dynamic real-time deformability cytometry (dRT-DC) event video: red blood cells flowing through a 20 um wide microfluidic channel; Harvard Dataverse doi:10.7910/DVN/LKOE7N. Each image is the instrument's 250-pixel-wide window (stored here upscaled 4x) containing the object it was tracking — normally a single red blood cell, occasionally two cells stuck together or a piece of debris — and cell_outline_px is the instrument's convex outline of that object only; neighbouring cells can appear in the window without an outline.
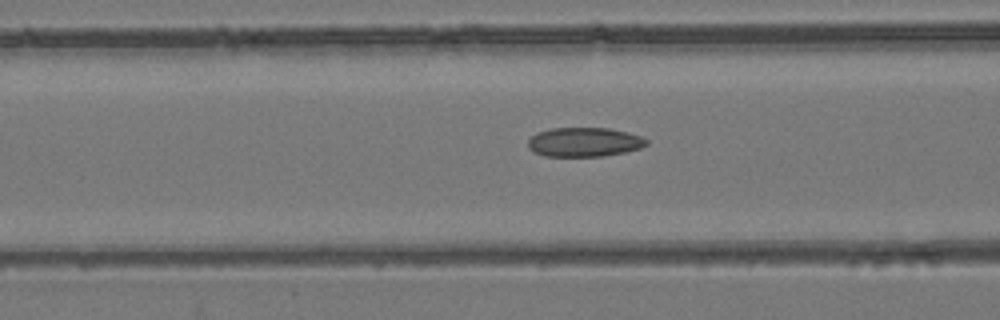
{"species": "common noctule bat (a hibernating species)", "species_latin": "Nyctalus noctula", "temperature_condition": "room temperature", "stored_images_in_passage": 47, "camera_frame_rate_fps": 3000, "um_per_image_px": 0.085, "animal": {"sex": "female", "body_mass_g": 24.6, "forearm_length_mm": 56.2}, "frame": {"image": 1, "passage_image": 22, "time_ms": 7.0, "image_size_px": [1000, 320], "cell_outline_px": [[648, 144], [640, 148], [624, 152], [604, 156], [544, 156], [528, 148], [528, 140], [536, 132], [552, 128], [608, 128], [628, 132], [640, 136], [648, 140]], "centroid_in_image_um": [49.66, 12.07], "position_along_channel_um": 116.9, "area_um2": 20.17}}
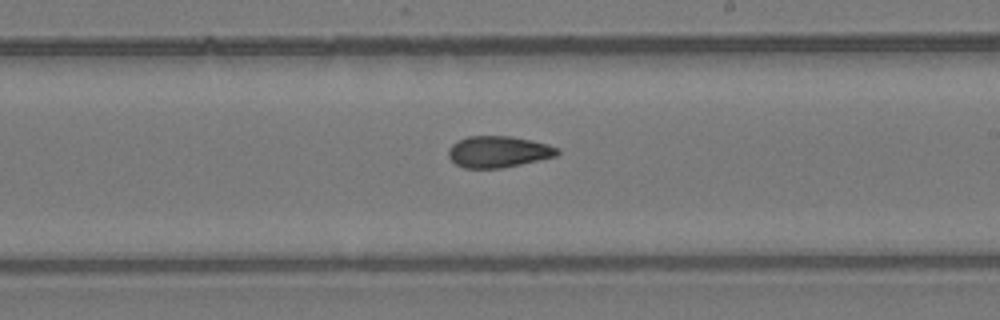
{"frame": {"image": 2, "passage_image": 32, "time_ms": 10.333, "image_size_px": [1000, 320], "cell_outline_px": [[560, 152], [556, 156], [520, 164], [500, 168], [464, 168], [456, 164], [448, 156], [448, 148], [456, 140], [468, 136], [512, 136], [532, 140], [548, 144], [560, 148]], "centroid_in_image_um": [42.35, 12.88], "position_along_channel_um": 246.6, "area_um2": 20.06}}
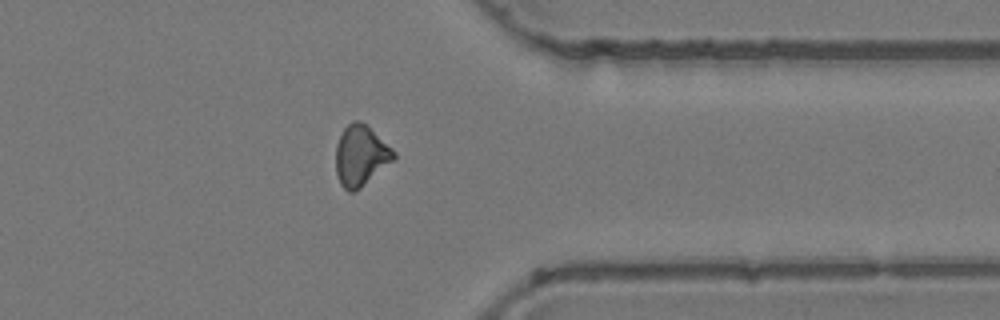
{"frame": {"image": 3, "passage_image": 43, "time_ms": 14.0, "image_size_px": [1000, 320], "cell_outline_px": [[396, 156], [392, 160], [360, 188], [352, 192], [348, 192], [340, 184], [336, 176], [336, 144], [344, 128], [352, 120], [360, 120], [368, 124], [396, 152]], "centroid_in_image_um": [30.64, 13.19], "position_along_channel_um": 380.8, "area_um2": 20.46}}